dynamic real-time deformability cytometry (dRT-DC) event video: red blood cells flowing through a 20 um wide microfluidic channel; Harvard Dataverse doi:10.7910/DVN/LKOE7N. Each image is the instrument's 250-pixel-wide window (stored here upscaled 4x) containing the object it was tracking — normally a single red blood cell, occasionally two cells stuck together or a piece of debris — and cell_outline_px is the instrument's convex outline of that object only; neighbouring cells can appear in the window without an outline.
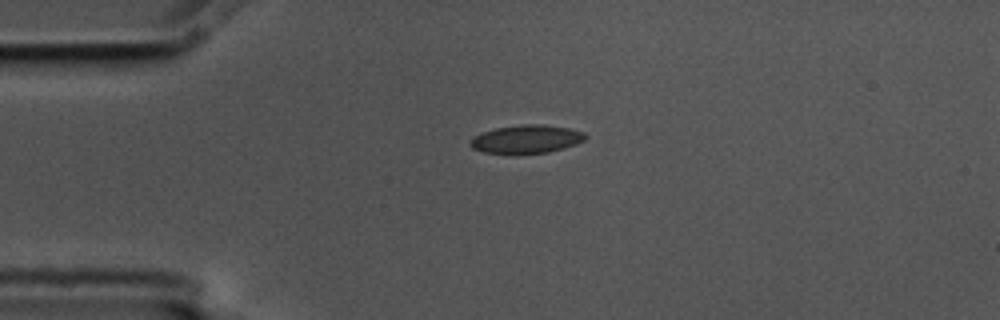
{"species": "common noctule bat (a hibernating species)", "species_latin": "Nyctalus noctula", "temperature_condition": "cold", "stored_images_in_passage": 44, "camera_frame_rate_fps": 3000, "um_per_image_px": 0.085, "animal": {"sex": "male", "body_mass_g": 17.5, "forearm_length_mm": 52.3}, "frame": {"image": 1, "passage_image": 1, "time_ms": 0.0, "image_size_px": [1000, 320], "cell_outline_px": [[588, 136], [584, 140], [576, 144], [564, 148], [548, 152], [516, 156], [484, 152], [472, 148], [468, 144], [472, 136], [496, 128], [524, 124], [544, 124], [568, 128], [584, 132]], "centroid_in_image_um": [44.72, 11.86], "position_along_channel_um": 40.3, "area_um2": 19.54}}
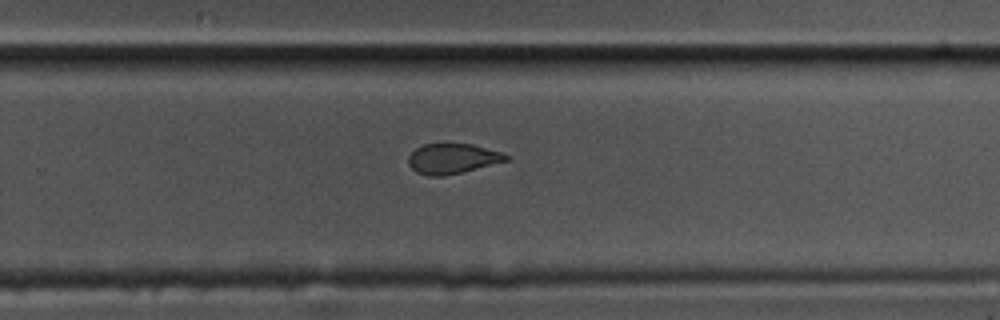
{"frame": {"image": 2, "passage_image": 24, "time_ms": 7.667, "image_size_px": [1000, 320], "cell_outline_px": [[512, 156], [508, 160], [444, 176], [428, 176], [416, 172], [408, 164], [408, 156], [416, 148], [424, 144], [472, 144], [504, 152]], "centroid_in_image_um": [38.47, 13.47], "position_along_channel_um": 291.3, "area_um2": 17.11}}
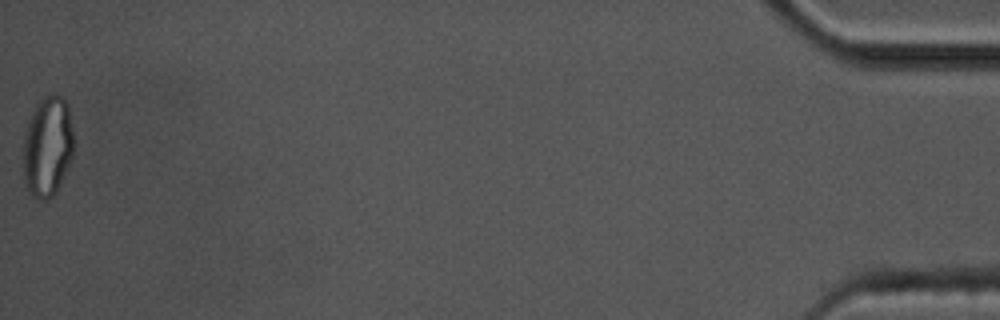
{"frame": {"image": 3, "passage_image": 44, "time_ms": 14.333, "image_size_px": [1000, 320], "cell_outline_px": [[72, 156], [60, 184], [56, 192], [48, 200], [36, 200], [28, 192], [24, 184], [24, 132], [28, 120], [36, 100], [52, 92], [60, 96], [68, 104], [72, 128]], "centroid_in_image_um": [4.01, 12.43], "position_along_channel_um": 431.2, "area_um2": 29.94}, "authors_computed_cell_mechanics": {"area_um2": 18.8139, "velocity_mm_per_s": 3.5891, "shape_relaxation_time_tau1_ms": 9.7296, "shape_relaxation_time_tau2_ms": 1.952, "deformation_change_tau1": 0.1396, "deformation_change_tau2": 0.0618}}